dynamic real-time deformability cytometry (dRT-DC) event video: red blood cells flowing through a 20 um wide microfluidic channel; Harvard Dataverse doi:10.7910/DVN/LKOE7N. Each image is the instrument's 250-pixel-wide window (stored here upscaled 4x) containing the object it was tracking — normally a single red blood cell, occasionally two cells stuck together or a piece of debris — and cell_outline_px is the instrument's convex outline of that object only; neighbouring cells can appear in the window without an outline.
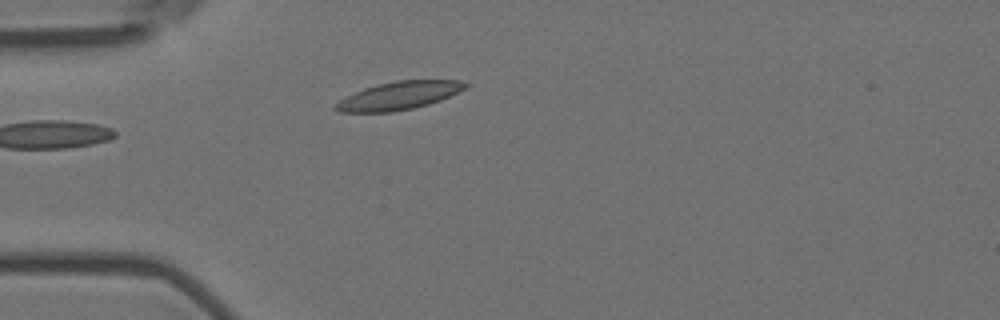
{"species": "Egyptian fruit bat (a non-hibernating species)", "species_latin": "Rousettus aegyptiacus", "temperature_condition": "room temperature", "stored_images_in_passage": 4, "camera_frame_rate_fps": 3000, "um_per_image_px": 0.085, "animal": {"sex": "female"}, "frame": {"image": 1, "passage_image": 3, "time_ms": 0.667, "image_size_px": [1000, 320], "cell_outline_px": [[468, 84], [464, 88], [440, 100], [428, 104], [412, 108], [392, 112], [340, 112], [332, 108], [340, 100], [364, 88], [396, 80], [460, 80]], "centroid_in_image_um": [33.88, 8.13], "position_along_channel_um": 51.1, "area_um2": 20.75}}